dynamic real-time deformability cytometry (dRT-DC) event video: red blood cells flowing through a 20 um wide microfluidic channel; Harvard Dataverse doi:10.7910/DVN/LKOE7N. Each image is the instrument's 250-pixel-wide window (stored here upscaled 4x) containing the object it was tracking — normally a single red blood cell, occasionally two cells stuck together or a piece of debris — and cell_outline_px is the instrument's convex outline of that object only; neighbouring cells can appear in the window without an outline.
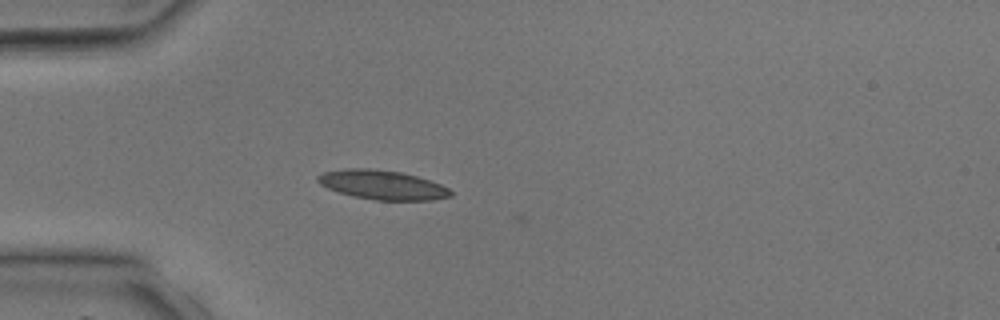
{"species": "common noctule bat (a hibernating species)", "species_latin": "Nyctalus noctula", "temperature_condition": "room temperature", "stored_images_in_passage": 29, "camera_frame_rate_fps": 3000, "um_per_image_px": 0.085, "animal": {"sex": "male", "body_mass_g": 17.9, "forearm_length_mm": 54.2}, "frame": {"image": 1, "passage_image": 1, "time_ms": 0.0, "image_size_px": [1000, 320], "cell_outline_px": [[452, 196], [432, 200], [376, 200], [352, 196], [328, 188], [320, 184], [316, 180], [316, 176], [324, 172], [344, 168], [368, 168], [400, 172], [416, 176], [440, 184], [448, 188], [452, 192]], "centroid_in_image_um": [32.48, 15.71], "position_along_channel_um": 52.5, "area_um2": 22.54}}
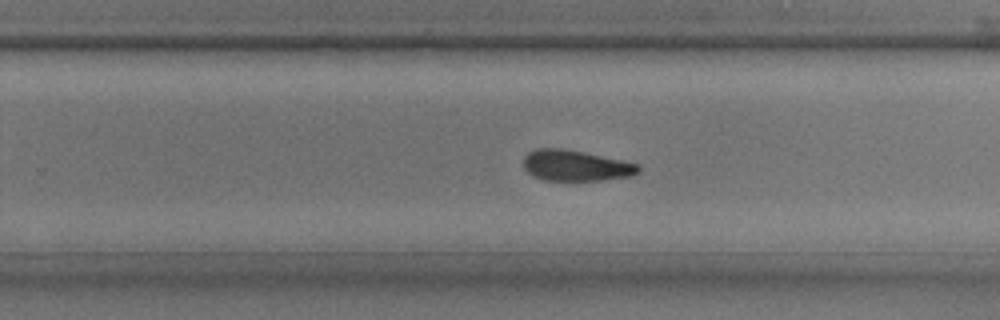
{"frame": {"image": 2, "passage_image": 15, "time_ms": 4.667, "image_size_px": [1000, 320], "cell_outline_px": [[640, 172], [632, 176], [600, 180], [544, 180], [532, 176], [524, 168], [524, 156], [528, 152], [536, 148], [564, 148], [584, 152], [640, 164]], "centroid_in_image_um": [48.93, 14.07], "position_along_channel_um": 280.9, "area_um2": 20.75}}
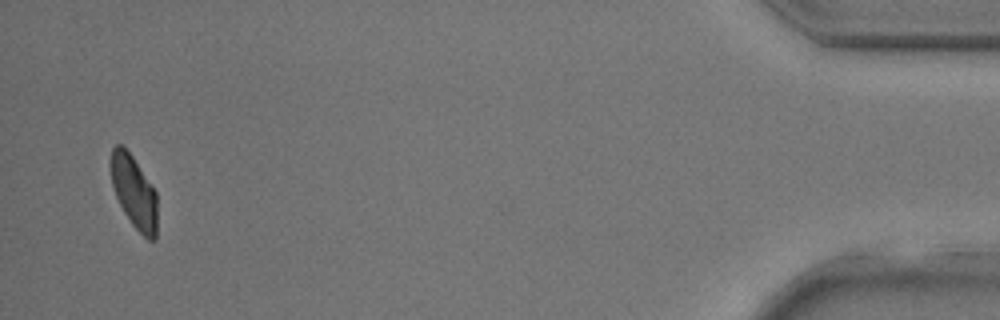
{"frame": {"image": 3, "passage_image": 28, "time_ms": 9.0, "image_size_px": [1000, 320], "cell_outline_px": [[156, 240], [148, 240], [132, 224], [124, 212], [116, 196], [112, 184], [112, 148], [116, 144], [120, 144], [132, 156], [152, 184], [156, 192]], "centroid_in_image_um": [11.42, 16.34], "position_along_channel_um": 423.8, "area_um2": 19.19}}